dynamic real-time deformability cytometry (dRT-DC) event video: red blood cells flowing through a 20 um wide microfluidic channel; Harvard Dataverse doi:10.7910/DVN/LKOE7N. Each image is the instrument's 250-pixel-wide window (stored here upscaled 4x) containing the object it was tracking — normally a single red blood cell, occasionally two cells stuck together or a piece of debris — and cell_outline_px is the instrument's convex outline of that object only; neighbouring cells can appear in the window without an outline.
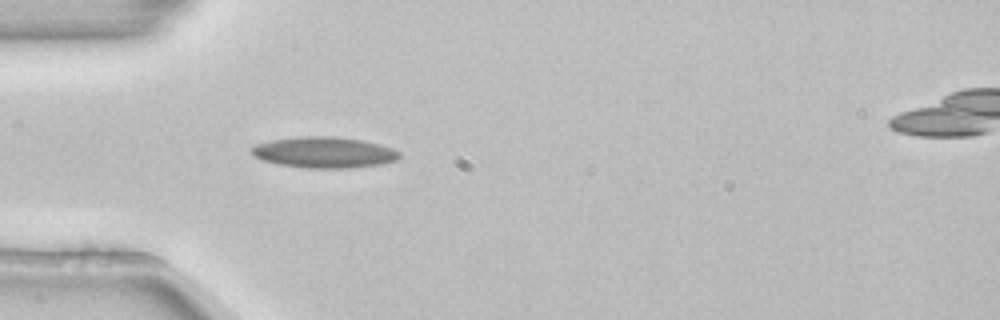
{"species": "common noctule bat (a hibernating species)", "species_latin": "Nyctalus noctula", "temperature_condition": "room temperature", "stored_images_in_passage": 2, "camera_frame_rate_fps": 3000, "um_per_image_px": 0.085, "animal": {"sex": "female", "body_mass_g": 22.7, "forearm_length_mm": 54.2}, "frame": {"image": 1, "passage_image": 1, "time_ms": 0.0, "image_size_px": [1000, 320], "cell_outline_px": [[400, 156], [396, 160], [380, 164], [348, 168], [308, 168], [280, 164], [264, 160], [256, 156], [252, 152], [252, 148], [256, 144], [272, 140], [300, 136], [336, 136], [364, 140], [380, 144], [392, 148], [400, 152]], "centroid_in_image_um": [27.6, 12.94], "position_along_channel_um": 57.4, "area_um2": 26.53}}